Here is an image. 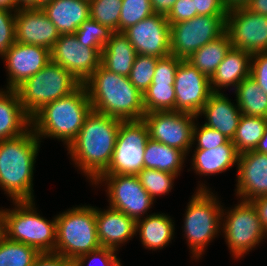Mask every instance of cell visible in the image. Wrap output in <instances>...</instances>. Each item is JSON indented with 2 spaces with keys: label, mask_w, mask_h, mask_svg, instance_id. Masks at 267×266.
<instances>
[{
  "label": "cell",
  "mask_w": 267,
  "mask_h": 266,
  "mask_svg": "<svg viewBox=\"0 0 267 266\" xmlns=\"http://www.w3.org/2000/svg\"><path fill=\"white\" fill-rule=\"evenodd\" d=\"M186 157L187 155L180 149L149 138L145 147L144 168L156 169L180 176Z\"/></svg>",
  "instance_id": "obj_29"
},
{
  "label": "cell",
  "mask_w": 267,
  "mask_h": 266,
  "mask_svg": "<svg viewBox=\"0 0 267 266\" xmlns=\"http://www.w3.org/2000/svg\"><path fill=\"white\" fill-rule=\"evenodd\" d=\"M175 111L198 117L213 93L210 78L201 73L187 60H182L175 73Z\"/></svg>",
  "instance_id": "obj_16"
},
{
  "label": "cell",
  "mask_w": 267,
  "mask_h": 266,
  "mask_svg": "<svg viewBox=\"0 0 267 266\" xmlns=\"http://www.w3.org/2000/svg\"><path fill=\"white\" fill-rule=\"evenodd\" d=\"M150 0H122L119 32L153 15Z\"/></svg>",
  "instance_id": "obj_39"
},
{
  "label": "cell",
  "mask_w": 267,
  "mask_h": 266,
  "mask_svg": "<svg viewBox=\"0 0 267 266\" xmlns=\"http://www.w3.org/2000/svg\"><path fill=\"white\" fill-rule=\"evenodd\" d=\"M245 7L254 13L267 16V0H249Z\"/></svg>",
  "instance_id": "obj_50"
},
{
  "label": "cell",
  "mask_w": 267,
  "mask_h": 266,
  "mask_svg": "<svg viewBox=\"0 0 267 266\" xmlns=\"http://www.w3.org/2000/svg\"><path fill=\"white\" fill-rule=\"evenodd\" d=\"M178 0H150L153 12L156 14L167 15L173 4Z\"/></svg>",
  "instance_id": "obj_49"
},
{
  "label": "cell",
  "mask_w": 267,
  "mask_h": 266,
  "mask_svg": "<svg viewBox=\"0 0 267 266\" xmlns=\"http://www.w3.org/2000/svg\"><path fill=\"white\" fill-rule=\"evenodd\" d=\"M32 266H72V260L55 253H41Z\"/></svg>",
  "instance_id": "obj_47"
},
{
  "label": "cell",
  "mask_w": 267,
  "mask_h": 266,
  "mask_svg": "<svg viewBox=\"0 0 267 266\" xmlns=\"http://www.w3.org/2000/svg\"><path fill=\"white\" fill-rule=\"evenodd\" d=\"M235 196L243 201L267 195V154L255 150L239 154Z\"/></svg>",
  "instance_id": "obj_19"
},
{
  "label": "cell",
  "mask_w": 267,
  "mask_h": 266,
  "mask_svg": "<svg viewBox=\"0 0 267 266\" xmlns=\"http://www.w3.org/2000/svg\"><path fill=\"white\" fill-rule=\"evenodd\" d=\"M221 231L234 260H240L267 238L254 205L239 199L234 207L223 208Z\"/></svg>",
  "instance_id": "obj_9"
},
{
  "label": "cell",
  "mask_w": 267,
  "mask_h": 266,
  "mask_svg": "<svg viewBox=\"0 0 267 266\" xmlns=\"http://www.w3.org/2000/svg\"><path fill=\"white\" fill-rule=\"evenodd\" d=\"M205 117L204 125L216 129L232 140L242 117L237 103L231 102L227 94L213 92L203 106L198 118Z\"/></svg>",
  "instance_id": "obj_22"
},
{
  "label": "cell",
  "mask_w": 267,
  "mask_h": 266,
  "mask_svg": "<svg viewBox=\"0 0 267 266\" xmlns=\"http://www.w3.org/2000/svg\"><path fill=\"white\" fill-rule=\"evenodd\" d=\"M96 207L79 205L56 215V244L54 253L74 260L82 254L97 250Z\"/></svg>",
  "instance_id": "obj_7"
},
{
  "label": "cell",
  "mask_w": 267,
  "mask_h": 266,
  "mask_svg": "<svg viewBox=\"0 0 267 266\" xmlns=\"http://www.w3.org/2000/svg\"><path fill=\"white\" fill-rule=\"evenodd\" d=\"M18 10L37 8V0H17Z\"/></svg>",
  "instance_id": "obj_54"
},
{
  "label": "cell",
  "mask_w": 267,
  "mask_h": 266,
  "mask_svg": "<svg viewBox=\"0 0 267 266\" xmlns=\"http://www.w3.org/2000/svg\"><path fill=\"white\" fill-rule=\"evenodd\" d=\"M7 73L6 89L15 90L51 61L48 48L15 42L1 57Z\"/></svg>",
  "instance_id": "obj_18"
},
{
  "label": "cell",
  "mask_w": 267,
  "mask_h": 266,
  "mask_svg": "<svg viewBox=\"0 0 267 266\" xmlns=\"http://www.w3.org/2000/svg\"><path fill=\"white\" fill-rule=\"evenodd\" d=\"M197 122V123H196ZM193 128V146L195 149H212L225 144L229 139L216 129L210 128L204 124L199 126L196 119ZM197 142V143H196Z\"/></svg>",
  "instance_id": "obj_41"
},
{
  "label": "cell",
  "mask_w": 267,
  "mask_h": 266,
  "mask_svg": "<svg viewBox=\"0 0 267 266\" xmlns=\"http://www.w3.org/2000/svg\"><path fill=\"white\" fill-rule=\"evenodd\" d=\"M183 59L169 55L159 58L156 63L155 74L152 83H174L175 73Z\"/></svg>",
  "instance_id": "obj_43"
},
{
  "label": "cell",
  "mask_w": 267,
  "mask_h": 266,
  "mask_svg": "<svg viewBox=\"0 0 267 266\" xmlns=\"http://www.w3.org/2000/svg\"><path fill=\"white\" fill-rule=\"evenodd\" d=\"M192 153L191 165L199 177L214 176L226 172L234 165H238L239 153L236 151L232 140L212 149H194Z\"/></svg>",
  "instance_id": "obj_25"
},
{
  "label": "cell",
  "mask_w": 267,
  "mask_h": 266,
  "mask_svg": "<svg viewBox=\"0 0 267 266\" xmlns=\"http://www.w3.org/2000/svg\"><path fill=\"white\" fill-rule=\"evenodd\" d=\"M91 110L87 90L81 84L68 96L45 104L31 117V127L40 141L56 138L67 148L77 137Z\"/></svg>",
  "instance_id": "obj_4"
},
{
  "label": "cell",
  "mask_w": 267,
  "mask_h": 266,
  "mask_svg": "<svg viewBox=\"0 0 267 266\" xmlns=\"http://www.w3.org/2000/svg\"><path fill=\"white\" fill-rule=\"evenodd\" d=\"M234 90L235 101L243 115L267 118V94L251 76Z\"/></svg>",
  "instance_id": "obj_31"
},
{
  "label": "cell",
  "mask_w": 267,
  "mask_h": 266,
  "mask_svg": "<svg viewBox=\"0 0 267 266\" xmlns=\"http://www.w3.org/2000/svg\"><path fill=\"white\" fill-rule=\"evenodd\" d=\"M15 15L16 11L0 9V57L16 42Z\"/></svg>",
  "instance_id": "obj_42"
},
{
  "label": "cell",
  "mask_w": 267,
  "mask_h": 266,
  "mask_svg": "<svg viewBox=\"0 0 267 266\" xmlns=\"http://www.w3.org/2000/svg\"><path fill=\"white\" fill-rule=\"evenodd\" d=\"M266 123L267 118L242 114L235 136L232 139V143L239 154L256 149L264 135Z\"/></svg>",
  "instance_id": "obj_32"
},
{
  "label": "cell",
  "mask_w": 267,
  "mask_h": 266,
  "mask_svg": "<svg viewBox=\"0 0 267 266\" xmlns=\"http://www.w3.org/2000/svg\"><path fill=\"white\" fill-rule=\"evenodd\" d=\"M226 32L233 48L251 54L267 52V16L254 13L245 6L228 9Z\"/></svg>",
  "instance_id": "obj_14"
},
{
  "label": "cell",
  "mask_w": 267,
  "mask_h": 266,
  "mask_svg": "<svg viewBox=\"0 0 267 266\" xmlns=\"http://www.w3.org/2000/svg\"><path fill=\"white\" fill-rule=\"evenodd\" d=\"M39 255L30 245L10 240L0 232V266H32Z\"/></svg>",
  "instance_id": "obj_33"
},
{
  "label": "cell",
  "mask_w": 267,
  "mask_h": 266,
  "mask_svg": "<svg viewBox=\"0 0 267 266\" xmlns=\"http://www.w3.org/2000/svg\"><path fill=\"white\" fill-rule=\"evenodd\" d=\"M0 9L17 11L18 10L17 0H0Z\"/></svg>",
  "instance_id": "obj_53"
},
{
  "label": "cell",
  "mask_w": 267,
  "mask_h": 266,
  "mask_svg": "<svg viewBox=\"0 0 267 266\" xmlns=\"http://www.w3.org/2000/svg\"><path fill=\"white\" fill-rule=\"evenodd\" d=\"M35 201H13V208H0V232L8 239L30 245L41 253H54L56 215L47 220Z\"/></svg>",
  "instance_id": "obj_6"
},
{
  "label": "cell",
  "mask_w": 267,
  "mask_h": 266,
  "mask_svg": "<svg viewBox=\"0 0 267 266\" xmlns=\"http://www.w3.org/2000/svg\"><path fill=\"white\" fill-rule=\"evenodd\" d=\"M112 33L113 31L107 26L89 18L81 24L74 34L79 43L88 47L103 49Z\"/></svg>",
  "instance_id": "obj_37"
},
{
  "label": "cell",
  "mask_w": 267,
  "mask_h": 266,
  "mask_svg": "<svg viewBox=\"0 0 267 266\" xmlns=\"http://www.w3.org/2000/svg\"><path fill=\"white\" fill-rule=\"evenodd\" d=\"M251 56L250 52L231 47L210 78L212 92H223L228 87L234 90L241 81L249 77Z\"/></svg>",
  "instance_id": "obj_24"
},
{
  "label": "cell",
  "mask_w": 267,
  "mask_h": 266,
  "mask_svg": "<svg viewBox=\"0 0 267 266\" xmlns=\"http://www.w3.org/2000/svg\"><path fill=\"white\" fill-rule=\"evenodd\" d=\"M250 202L254 205L263 228L267 232V195L255 198Z\"/></svg>",
  "instance_id": "obj_48"
},
{
  "label": "cell",
  "mask_w": 267,
  "mask_h": 266,
  "mask_svg": "<svg viewBox=\"0 0 267 266\" xmlns=\"http://www.w3.org/2000/svg\"><path fill=\"white\" fill-rule=\"evenodd\" d=\"M226 31V16L198 15L170 25L171 55L187 60L196 50Z\"/></svg>",
  "instance_id": "obj_11"
},
{
  "label": "cell",
  "mask_w": 267,
  "mask_h": 266,
  "mask_svg": "<svg viewBox=\"0 0 267 266\" xmlns=\"http://www.w3.org/2000/svg\"><path fill=\"white\" fill-rule=\"evenodd\" d=\"M52 0H37V8H41L44 4L51 2Z\"/></svg>",
  "instance_id": "obj_55"
},
{
  "label": "cell",
  "mask_w": 267,
  "mask_h": 266,
  "mask_svg": "<svg viewBox=\"0 0 267 266\" xmlns=\"http://www.w3.org/2000/svg\"><path fill=\"white\" fill-rule=\"evenodd\" d=\"M80 85L69 71L50 61L15 90L24 111L32 117L45 104L68 96Z\"/></svg>",
  "instance_id": "obj_8"
},
{
  "label": "cell",
  "mask_w": 267,
  "mask_h": 266,
  "mask_svg": "<svg viewBox=\"0 0 267 266\" xmlns=\"http://www.w3.org/2000/svg\"><path fill=\"white\" fill-rule=\"evenodd\" d=\"M122 120L91 110L67 147L75 168L93 184L108 168Z\"/></svg>",
  "instance_id": "obj_1"
},
{
  "label": "cell",
  "mask_w": 267,
  "mask_h": 266,
  "mask_svg": "<svg viewBox=\"0 0 267 266\" xmlns=\"http://www.w3.org/2000/svg\"><path fill=\"white\" fill-rule=\"evenodd\" d=\"M31 127L16 90L0 89V141L17 137Z\"/></svg>",
  "instance_id": "obj_26"
},
{
  "label": "cell",
  "mask_w": 267,
  "mask_h": 266,
  "mask_svg": "<svg viewBox=\"0 0 267 266\" xmlns=\"http://www.w3.org/2000/svg\"><path fill=\"white\" fill-rule=\"evenodd\" d=\"M41 142L32 127L0 141V189L12 202L35 200L33 175Z\"/></svg>",
  "instance_id": "obj_2"
},
{
  "label": "cell",
  "mask_w": 267,
  "mask_h": 266,
  "mask_svg": "<svg viewBox=\"0 0 267 266\" xmlns=\"http://www.w3.org/2000/svg\"><path fill=\"white\" fill-rule=\"evenodd\" d=\"M231 47L230 36L225 31L217 39L196 50L187 61L211 78Z\"/></svg>",
  "instance_id": "obj_30"
},
{
  "label": "cell",
  "mask_w": 267,
  "mask_h": 266,
  "mask_svg": "<svg viewBox=\"0 0 267 266\" xmlns=\"http://www.w3.org/2000/svg\"><path fill=\"white\" fill-rule=\"evenodd\" d=\"M60 33L41 8L19 9L15 15V40L52 49Z\"/></svg>",
  "instance_id": "obj_20"
},
{
  "label": "cell",
  "mask_w": 267,
  "mask_h": 266,
  "mask_svg": "<svg viewBox=\"0 0 267 266\" xmlns=\"http://www.w3.org/2000/svg\"><path fill=\"white\" fill-rule=\"evenodd\" d=\"M83 85L93 111L122 121L143 119V94L129 77L113 73L101 64Z\"/></svg>",
  "instance_id": "obj_3"
},
{
  "label": "cell",
  "mask_w": 267,
  "mask_h": 266,
  "mask_svg": "<svg viewBox=\"0 0 267 266\" xmlns=\"http://www.w3.org/2000/svg\"><path fill=\"white\" fill-rule=\"evenodd\" d=\"M90 18L107 26L113 32H119V19L122 0H89Z\"/></svg>",
  "instance_id": "obj_36"
},
{
  "label": "cell",
  "mask_w": 267,
  "mask_h": 266,
  "mask_svg": "<svg viewBox=\"0 0 267 266\" xmlns=\"http://www.w3.org/2000/svg\"><path fill=\"white\" fill-rule=\"evenodd\" d=\"M95 262L99 266H123L120 258L117 257V251L106 247H100L97 250L80 255L72 261V266L97 265Z\"/></svg>",
  "instance_id": "obj_40"
},
{
  "label": "cell",
  "mask_w": 267,
  "mask_h": 266,
  "mask_svg": "<svg viewBox=\"0 0 267 266\" xmlns=\"http://www.w3.org/2000/svg\"><path fill=\"white\" fill-rule=\"evenodd\" d=\"M159 57L137 54L129 75L130 82L143 94L152 83Z\"/></svg>",
  "instance_id": "obj_38"
},
{
  "label": "cell",
  "mask_w": 267,
  "mask_h": 266,
  "mask_svg": "<svg viewBox=\"0 0 267 266\" xmlns=\"http://www.w3.org/2000/svg\"><path fill=\"white\" fill-rule=\"evenodd\" d=\"M194 10L197 11V16H227L228 11L223 0H194Z\"/></svg>",
  "instance_id": "obj_46"
},
{
  "label": "cell",
  "mask_w": 267,
  "mask_h": 266,
  "mask_svg": "<svg viewBox=\"0 0 267 266\" xmlns=\"http://www.w3.org/2000/svg\"><path fill=\"white\" fill-rule=\"evenodd\" d=\"M249 0H223V4L227 9L245 6Z\"/></svg>",
  "instance_id": "obj_52"
},
{
  "label": "cell",
  "mask_w": 267,
  "mask_h": 266,
  "mask_svg": "<svg viewBox=\"0 0 267 266\" xmlns=\"http://www.w3.org/2000/svg\"><path fill=\"white\" fill-rule=\"evenodd\" d=\"M106 186V195L112 209L125 213L135 220L148 215L154 205L153 198L143 188L137 175H101L92 185Z\"/></svg>",
  "instance_id": "obj_12"
},
{
  "label": "cell",
  "mask_w": 267,
  "mask_h": 266,
  "mask_svg": "<svg viewBox=\"0 0 267 266\" xmlns=\"http://www.w3.org/2000/svg\"><path fill=\"white\" fill-rule=\"evenodd\" d=\"M96 224L101 247L118 251L136 236V220L108 206L104 210L96 207Z\"/></svg>",
  "instance_id": "obj_21"
},
{
  "label": "cell",
  "mask_w": 267,
  "mask_h": 266,
  "mask_svg": "<svg viewBox=\"0 0 267 266\" xmlns=\"http://www.w3.org/2000/svg\"><path fill=\"white\" fill-rule=\"evenodd\" d=\"M195 16H197V11L194 10V0H178L166 15V19L171 25L187 21Z\"/></svg>",
  "instance_id": "obj_44"
},
{
  "label": "cell",
  "mask_w": 267,
  "mask_h": 266,
  "mask_svg": "<svg viewBox=\"0 0 267 266\" xmlns=\"http://www.w3.org/2000/svg\"><path fill=\"white\" fill-rule=\"evenodd\" d=\"M196 119L195 115L178 111H155L143 116L150 139L180 149L187 156L193 148Z\"/></svg>",
  "instance_id": "obj_13"
},
{
  "label": "cell",
  "mask_w": 267,
  "mask_h": 266,
  "mask_svg": "<svg viewBox=\"0 0 267 266\" xmlns=\"http://www.w3.org/2000/svg\"><path fill=\"white\" fill-rule=\"evenodd\" d=\"M148 139L143 119L121 121L111 162L102 175H137L144 168Z\"/></svg>",
  "instance_id": "obj_10"
},
{
  "label": "cell",
  "mask_w": 267,
  "mask_h": 266,
  "mask_svg": "<svg viewBox=\"0 0 267 266\" xmlns=\"http://www.w3.org/2000/svg\"><path fill=\"white\" fill-rule=\"evenodd\" d=\"M137 54L163 58L171 54L170 24L166 15L154 13L122 32Z\"/></svg>",
  "instance_id": "obj_17"
},
{
  "label": "cell",
  "mask_w": 267,
  "mask_h": 266,
  "mask_svg": "<svg viewBox=\"0 0 267 266\" xmlns=\"http://www.w3.org/2000/svg\"><path fill=\"white\" fill-rule=\"evenodd\" d=\"M102 50L79 43L75 34H60L50 50L51 61L69 71L83 84L100 67Z\"/></svg>",
  "instance_id": "obj_15"
},
{
  "label": "cell",
  "mask_w": 267,
  "mask_h": 266,
  "mask_svg": "<svg viewBox=\"0 0 267 266\" xmlns=\"http://www.w3.org/2000/svg\"><path fill=\"white\" fill-rule=\"evenodd\" d=\"M41 9L60 34H74L90 18L89 0H52Z\"/></svg>",
  "instance_id": "obj_23"
},
{
  "label": "cell",
  "mask_w": 267,
  "mask_h": 266,
  "mask_svg": "<svg viewBox=\"0 0 267 266\" xmlns=\"http://www.w3.org/2000/svg\"><path fill=\"white\" fill-rule=\"evenodd\" d=\"M187 203L183 219V232L192 259L200 260L208 245L221 234L223 205L205 183H198ZM208 187V188H207ZM220 201V202H219Z\"/></svg>",
  "instance_id": "obj_5"
},
{
  "label": "cell",
  "mask_w": 267,
  "mask_h": 266,
  "mask_svg": "<svg viewBox=\"0 0 267 266\" xmlns=\"http://www.w3.org/2000/svg\"><path fill=\"white\" fill-rule=\"evenodd\" d=\"M137 176L143 188L156 202V197L169 194L173 190L174 181L178 177L165 171L143 168Z\"/></svg>",
  "instance_id": "obj_35"
},
{
  "label": "cell",
  "mask_w": 267,
  "mask_h": 266,
  "mask_svg": "<svg viewBox=\"0 0 267 266\" xmlns=\"http://www.w3.org/2000/svg\"><path fill=\"white\" fill-rule=\"evenodd\" d=\"M255 151L263 154H267V123L263 137L259 141Z\"/></svg>",
  "instance_id": "obj_51"
},
{
  "label": "cell",
  "mask_w": 267,
  "mask_h": 266,
  "mask_svg": "<svg viewBox=\"0 0 267 266\" xmlns=\"http://www.w3.org/2000/svg\"><path fill=\"white\" fill-rule=\"evenodd\" d=\"M137 53L122 32H113L102 50L101 64L109 71L129 77Z\"/></svg>",
  "instance_id": "obj_28"
},
{
  "label": "cell",
  "mask_w": 267,
  "mask_h": 266,
  "mask_svg": "<svg viewBox=\"0 0 267 266\" xmlns=\"http://www.w3.org/2000/svg\"><path fill=\"white\" fill-rule=\"evenodd\" d=\"M174 83H151L143 93L145 113L175 111Z\"/></svg>",
  "instance_id": "obj_34"
},
{
  "label": "cell",
  "mask_w": 267,
  "mask_h": 266,
  "mask_svg": "<svg viewBox=\"0 0 267 266\" xmlns=\"http://www.w3.org/2000/svg\"><path fill=\"white\" fill-rule=\"evenodd\" d=\"M250 76L267 94V52L252 54Z\"/></svg>",
  "instance_id": "obj_45"
},
{
  "label": "cell",
  "mask_w": 267,
  "mask_h": 266,
  "mask_svg": "<svg viewBox=\"0 0 267 266\" xmlns=\"http://www.w3.org/2000/svg\"><path fill=\"white\" fill-rule=\"evenodd\" d=\"M175 224L165 213H151L136 220V235L145 249L161 250L175 238Z\"/></svg>",
  "instance_id": "obj_27"
}]
</instances>
